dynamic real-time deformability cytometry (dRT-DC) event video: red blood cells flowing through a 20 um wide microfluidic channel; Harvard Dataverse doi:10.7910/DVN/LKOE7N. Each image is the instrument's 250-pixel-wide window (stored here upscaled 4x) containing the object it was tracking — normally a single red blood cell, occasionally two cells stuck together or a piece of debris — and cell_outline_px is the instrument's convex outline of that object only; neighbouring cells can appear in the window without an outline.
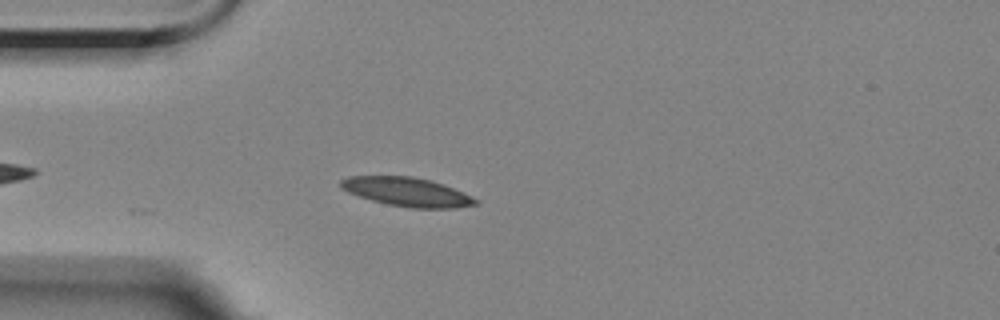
{"species": "Egyptian fruit bat (a non-hibernating species)", "species_latin": "Rousettus aegyptiacus", "temperature_condition": "room temperature", "stored_images_in_passage": 6, "camera_frame_rate_fps": 3000, "um_per_image_px": 0.085, "animal": {"sex": "female"}, "frame": {"image": 1, "passage_image": 5, "time_ms": 4.667, "image_size_px": [1000, 320], "cell_outline_px": [[480, 204], [456, 208], [412, 208], [388, 204], [372, 200], [348, 192], [340, 188], [340, 180], [348, 176], [412, 176], [432, 180], [444, 184], [472, 196], [480, 200]], "centroid_in_image_um": [34.64, 16.31], "position_along_channel_um": 50.4, "area_um2": 22.83}}